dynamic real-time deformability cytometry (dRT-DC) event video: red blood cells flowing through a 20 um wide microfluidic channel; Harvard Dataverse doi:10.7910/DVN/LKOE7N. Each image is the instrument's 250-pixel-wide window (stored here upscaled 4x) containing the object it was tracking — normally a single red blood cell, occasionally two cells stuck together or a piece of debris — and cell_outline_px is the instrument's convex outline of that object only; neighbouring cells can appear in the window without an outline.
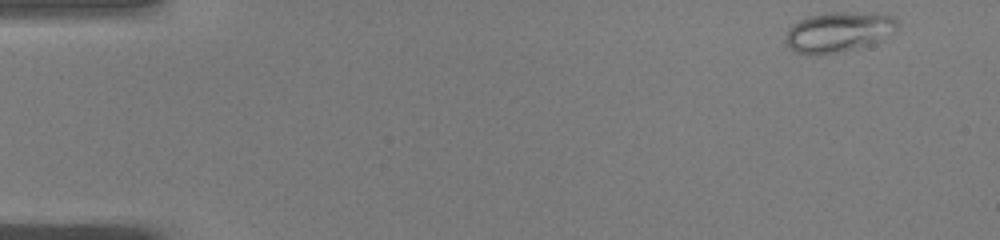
{"species": "common noctule bat (a hibernating species)", "species_latin": "Nyctalus noctula", "temperature_condition": "warm", "stored_images_in_passage": 47, "camera_frame_rate_fps": 3000, "um_per_image_px": 0.085, "animal": {"sex": "male", "body_mass_g": 19.0, "forearm_length_mm": 50.8}, "frame": {"image": 1, "passage_image": 1, "time_ms": 0.0, "image_size_px": [1000, 240], "cell_outline_px": [[900, 24], [896, 28], [880, 40], [872, 44], [844, 52], [812, 56], [792, 52], [784, 40], [784, 36], [788, 28], [792, 24], [808, 16], [824, 12], [844, 12], [892, 16], [900, 20]], "centroid_in_image_um": [71.19, 2.75], "position_along_channel_um": 13.8, "area_um2": 26.53}}
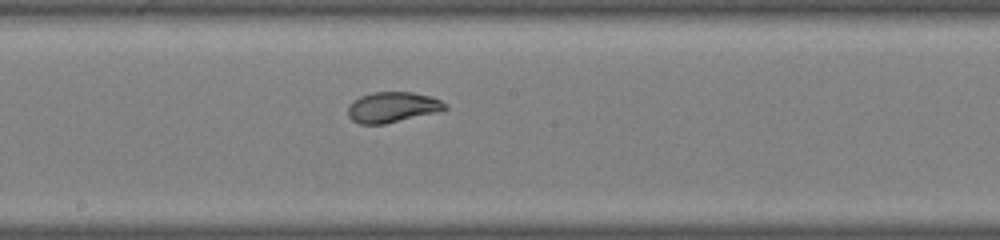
{"frame": {"image": 2, "passage_image": 25, "time_ms": 8.0, "image_size_px": [1000, 240], "cell_outline_px": [[448, 108], [436, 112], [384, 124], [360, 124], [352, 120], [348, 116], [348, 104], [352, 100], [360, 96], [372, 92], [412, 92], [432, 96], [448, 104]], "centroid_in_image_um": [33.34, 9.1], "position_along_channel_um": 214.9, "area_um2": 17.34}}
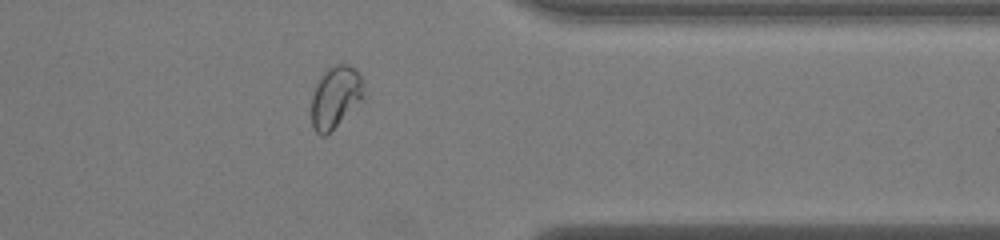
{"frame": {"image": 3, "passage_image": 38, "time_ms": 12.333, "image_size_px": [1000, 240], "cell_outline_px": [[364, 88], [360, 96], [336, 124], [324, 136], [320, 136], [312, 128], [312, 96], [316, 84], [320, 76], [328, 68], [336, 64], [348, 64], [356, 68], [360, 76]], "centroid_in_image_um": [28.44, 8.18], "position_along_channel_um": 383.0, "area_um2": 17.86}}